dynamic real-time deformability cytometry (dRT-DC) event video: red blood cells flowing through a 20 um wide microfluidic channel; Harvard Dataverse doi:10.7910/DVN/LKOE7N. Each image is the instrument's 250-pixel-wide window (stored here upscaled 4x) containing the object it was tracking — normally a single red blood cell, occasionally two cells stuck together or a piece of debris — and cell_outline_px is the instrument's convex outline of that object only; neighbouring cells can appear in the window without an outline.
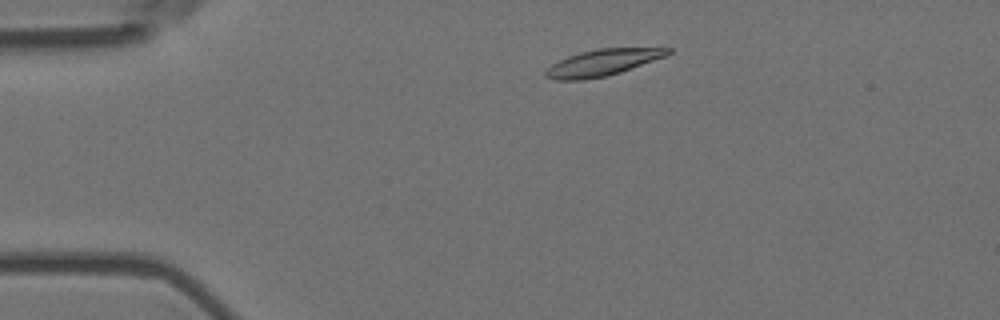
{"species": "Egyptian fruit bat (a non-hibernating species)", "species_latin": "Rousettus aegyptiacus", "temperature_condition": "room temperature", "stored_images_in_passage": 6, "camera_frame_rate_fps": 3000, "um_per_image_px": 0.085, "animal": {"sex": "female"}, "frame": {"image": 1, "passage_image": 2, "time_ms": 0.333, "image_size_px": [1000, 320], "cell_outline_px": [[672, 52], [668, 56], [608, 76], [584, 80], [556, 80], [544, 76], [544, 72], [552, 64], [568, 56], [580, 52], [600, 48], [672, 48]], "centroid_in_image_um": [51.24, 5.32], "position_along_channel_um": 33.8, "area_um2": 18.9}}
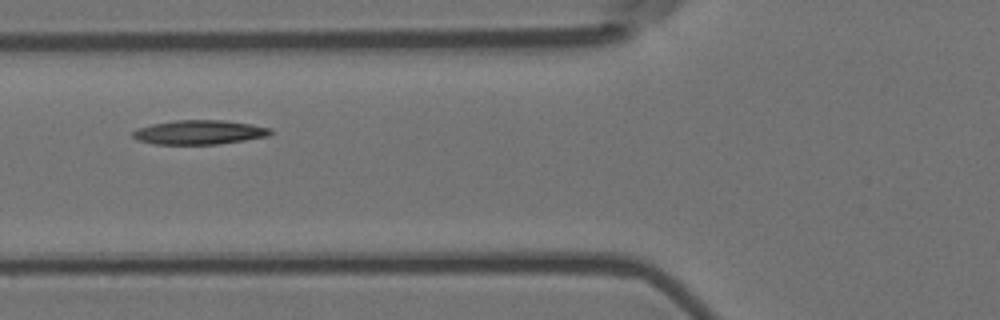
{"frame": {"image": 2, "passage_image": 5, "time_ms": 1.333, "image_size_px": [1000, 320], "cell_outline_px": [[272, 132], [268, 136], [244, 140], [216, 144], [156, 144], [136, 140], [132, 136], [132, 132], [140, 128], [152, 124], [176, 120], [224, 120], [252, 124], [272, 128]], "centroid_in_image_um": [16.96, 11.24], "position_along_channel_um": 108.8, "area_um2": 19.36}}
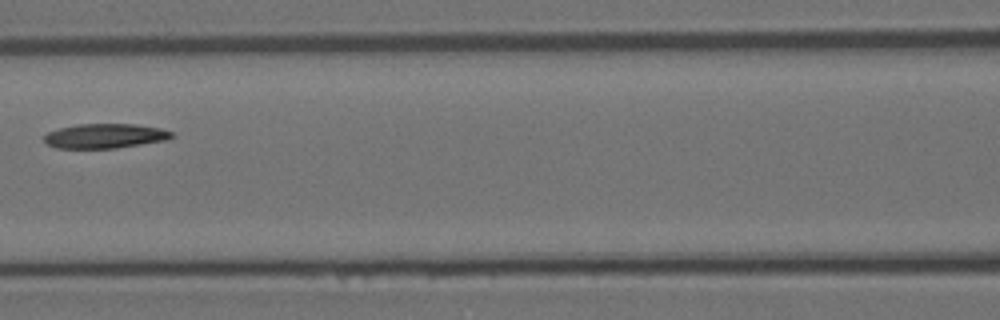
{"frame": {"image": 3, "passage_image": 6, "time_ms": 1.667, "image_size_px": [1000, 320], "cell_outline_px": [[176, 136], [164, 140], [116, 148], [56, 148], [48, 144], [44, 140], [44, 136], [48, 132], [60, 128], [76, 124], [132, 124], [160, 128], [172, 132]], "centroid_in_image_um": [8.91, 11.55], "position_along_channel_um": 157.7, "area_um2": 18.09}}